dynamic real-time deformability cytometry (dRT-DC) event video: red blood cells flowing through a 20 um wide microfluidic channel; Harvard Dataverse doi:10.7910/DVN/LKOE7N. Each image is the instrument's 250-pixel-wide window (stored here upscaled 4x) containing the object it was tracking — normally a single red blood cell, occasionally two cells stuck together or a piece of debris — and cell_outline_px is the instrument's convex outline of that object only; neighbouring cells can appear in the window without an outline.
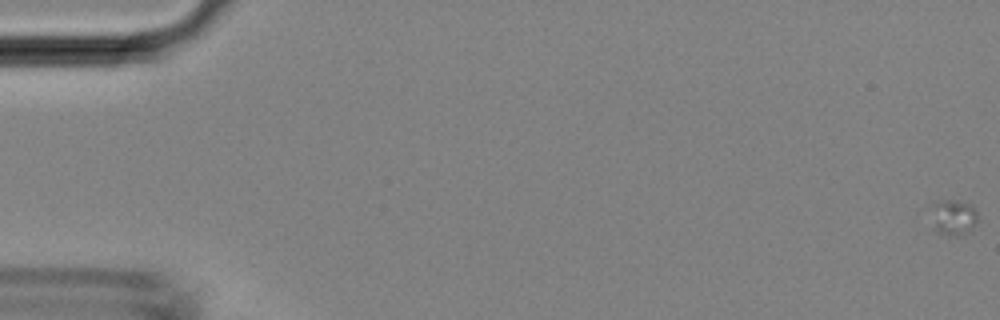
{"species": "Egyptian fruit bat (a non-hibernating species)", "species_latin": "Rousettus aegyptiacus", "temperature_condition": "room temperature", "stored_images_in_passage": 16, "camera_frame_rate_fps": 3000, "um_per_image_px": 0.085, "animal": {"sex": "female"}, "frame": {"image": 1, "passage_image": 1, "time_ms": 0.0, "image_size_px": [1000, 320], "cell_outline_px": [[976, 220], [972, 228], [968, 232], [960, 236], [948, 236], [936, 232], [924, 208], [932, 200], [956, 200], [968, 204], [976, 212]], "centroid_in_image_um": [80.83, 18.44], "position_along_channel_um": 4.2, "area_um2": 10.46}}